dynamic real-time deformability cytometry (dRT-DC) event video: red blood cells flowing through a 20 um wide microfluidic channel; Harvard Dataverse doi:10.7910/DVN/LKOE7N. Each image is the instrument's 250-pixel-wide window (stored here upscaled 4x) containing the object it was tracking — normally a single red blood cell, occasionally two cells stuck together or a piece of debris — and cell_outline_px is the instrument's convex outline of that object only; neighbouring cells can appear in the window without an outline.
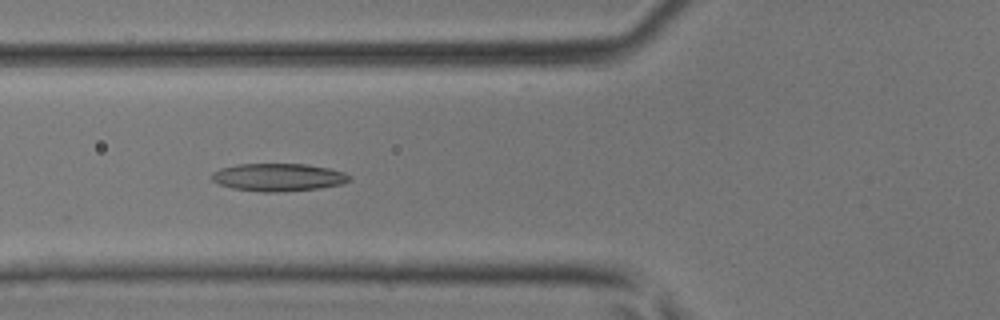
{"species": "common noctule bat (a hibernating species)", "species_latin": "Nyctalus noctula", "temperature_condition": "room temperature", "stored_images_in_passage": 47, "camera_frame_rate_fps": 3000, "um_per_image_px": 0.085, "animal": {"sex": "male", "body_mass_g": 17.9, "forearm_length_mm": 54.2}, "frame": {"image": 1, "passage_image": 18, "time_ms": 5.667, "image_size_px": [1000, 320], "cell_outline_px": [[352, 176], [348, 180], [340, 184], [320, 188], [276, 192], [260, 192], [232, 188], [220, 184], [212, 180], [212, 172], [220, 168], [236, 164], [304, 164], [328, 168], [344, 172]], "centroid_in_image_um": [23.62, 15.06], "position_along_channel_um": 102.2, "area_um2": 22.14}}
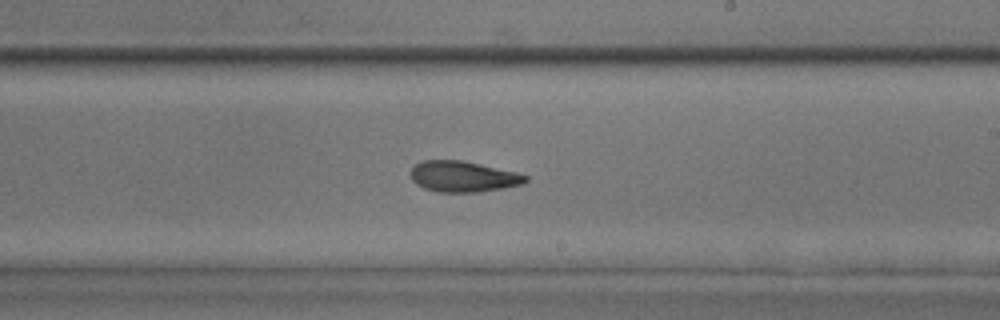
{"frame": {"image": 2, "passage_image": 28, "time_ms": 9.0, "image_size_px": [1000, 320], "cell_outline_px": [[528, 180], [524, 184], [504, 188], [480, 192], [440, 192], [424, 188], [416, 184], [412, 180], [412, 168], [416, 164], [424, 160], [460, 160], [516, 172], [528, 176]], "centroid_in_image_um": [39.39, 15.02], "position_along_channel_um": 249.6, "area_um2": 20.52}}
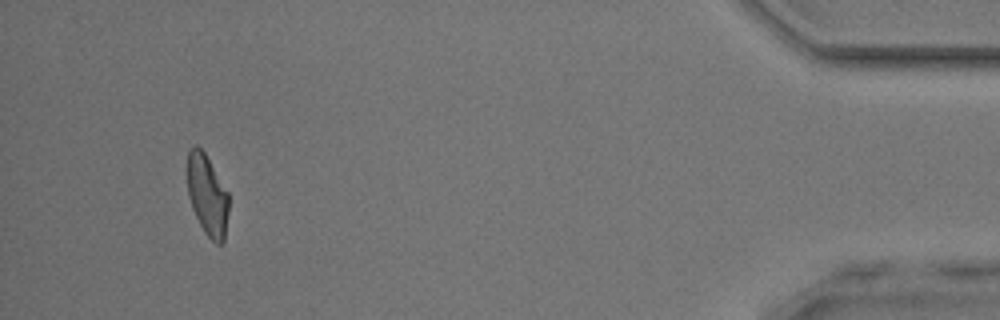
{"frame": {"image": 3, "passage_image": 44, "time_ms": 14.333, "image_size_px": [1000, 320], "cell_outline_px": [[228, 212], [224, 240], [220, 244], [216, 244], [204, 232], [192, 208], [188, 196], [188, 152], [196, 144], [204, 152], [228, 192]], "centroid_in_image_um": [17.62, 16.61], "position_along_channel_um": 417.6, "area_um2": 19.19}}